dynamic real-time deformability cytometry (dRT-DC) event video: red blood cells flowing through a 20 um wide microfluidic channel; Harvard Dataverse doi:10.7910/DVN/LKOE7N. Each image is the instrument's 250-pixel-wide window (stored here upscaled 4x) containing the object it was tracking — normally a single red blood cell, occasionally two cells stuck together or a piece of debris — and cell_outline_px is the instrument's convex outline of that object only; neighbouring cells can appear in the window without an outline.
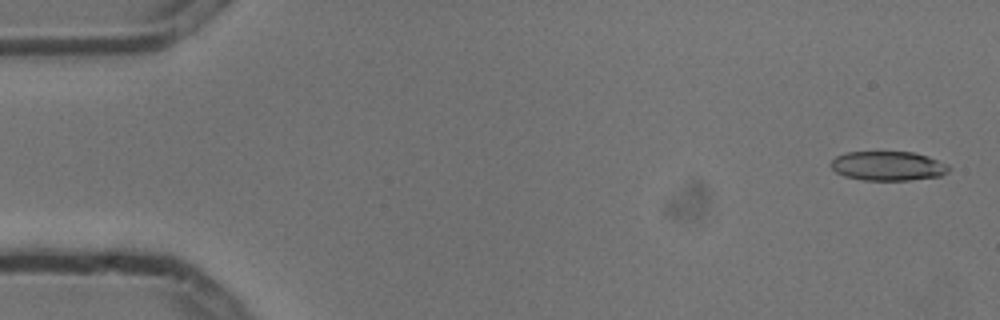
{"species": "common noctule bat (a hibernating species)", "species_latin": "Nyctalus noctula", "temperature_condition": "cold", "stored_images_in_passage": 5, "camera_frame_rate_fps": 3000, "um_per_image_px": 0.085, "animal": {"sex": "male", "body_mass_g": 13.3}, "frame": {"image": 1, "passage_image": 1, "time_ms": 0.0, "image_size_px": [1000, 320], "cell_outline_px": [[948, 172], [940, 176], [908, 180], [864, 180], [844, 176], [836, 172], [828, 164], [836, 156], [848, 152], [912, 152], [928, 156], [948, 164]], "centroid_in_image_um": [75.46, 14.1], "position_along_channel_um": 9.5, "area_um2": 20.11}}
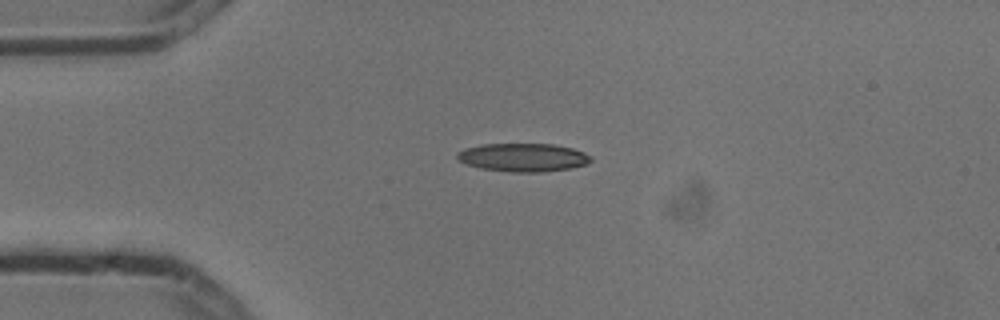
{"frame": {"image": 2, "passage_image": 4, "time_ms": 1.0, "image_size_px": [1000, 320], "cell_outline_px": [[592, 160], [588, 164], [572, 168], [540, 172], [512, 172], [480, 168], [468, 164], [460, 160], [456, 156], [456, 152], [464, 148], [480, 144], [552, 144], [572, 148], [584, 152], [592, 156]], "centroid_in_image_um": [44.48, 13.38], "position_along_channel_um": 40.5, "area_um2": 22.14}}